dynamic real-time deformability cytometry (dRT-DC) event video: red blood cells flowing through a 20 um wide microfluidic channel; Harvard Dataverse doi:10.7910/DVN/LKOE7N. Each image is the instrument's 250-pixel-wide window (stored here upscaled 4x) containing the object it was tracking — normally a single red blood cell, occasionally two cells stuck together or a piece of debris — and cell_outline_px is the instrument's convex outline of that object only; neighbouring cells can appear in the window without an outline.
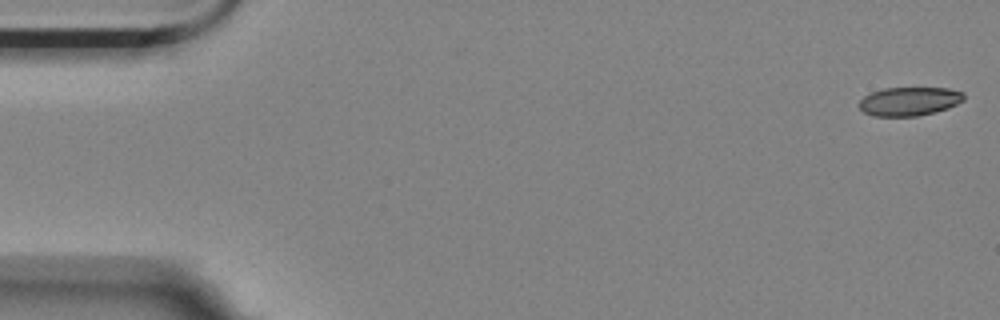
{"species": "Egyptian fruit bat (a non-hibernating species)", "species_latin": "Rousettus aegyptiacus", "temperature_condition": "room temperature", "stored_images_in_passage": 15, "camera_frame_rate_fps": 3000, "um_per_image_px": 0.085, "animal": {"sex": "female"}, "frame": {"image": 1, "passage_image": 1, "time_ms": 0.0, "image_size_px": [1000, 320], "cell_outline_px": [[964, 100], [948, 108], [936, 112], [916, 116], [872, 116], [864, 112], [860, 108], [860, 100], [864, 96], [872, 92], [884, 88], [948, 88], [964, 92]], "centroid_in_image_um": [77.31, 8.61], "position_along_channel_um": 7.7, "area_um2": 17.51}}
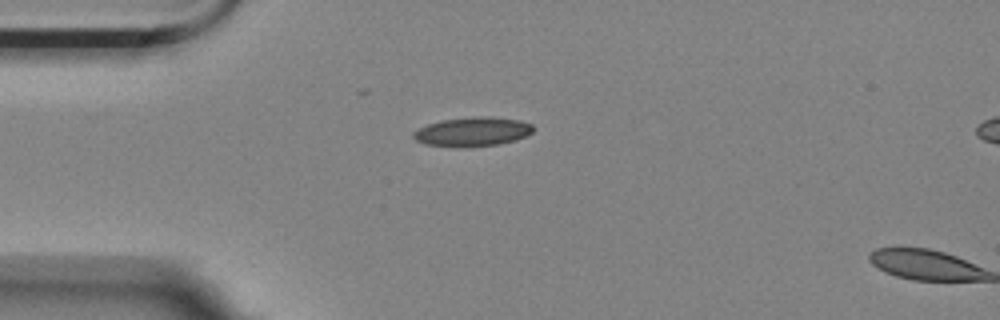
{"frame": {"image": 2, "passage_image": 14, "time_ms": 4.333, "image_size_px": [1000, 320], "cell_outline_px": [[536, 128], [528, 136], [516, 140], [500, 144], [468, 148], [460, 148], [424, 144], [416, 140], [412, 136], [412, 132], [428, 124], [444, 120], [480, 116], [488, 116], [520, 120], [532, 124]], "centroid_in_image_um": [40.21, 11.22], "position_along_channel_um": 44.8, "area_um2": 20.69}}